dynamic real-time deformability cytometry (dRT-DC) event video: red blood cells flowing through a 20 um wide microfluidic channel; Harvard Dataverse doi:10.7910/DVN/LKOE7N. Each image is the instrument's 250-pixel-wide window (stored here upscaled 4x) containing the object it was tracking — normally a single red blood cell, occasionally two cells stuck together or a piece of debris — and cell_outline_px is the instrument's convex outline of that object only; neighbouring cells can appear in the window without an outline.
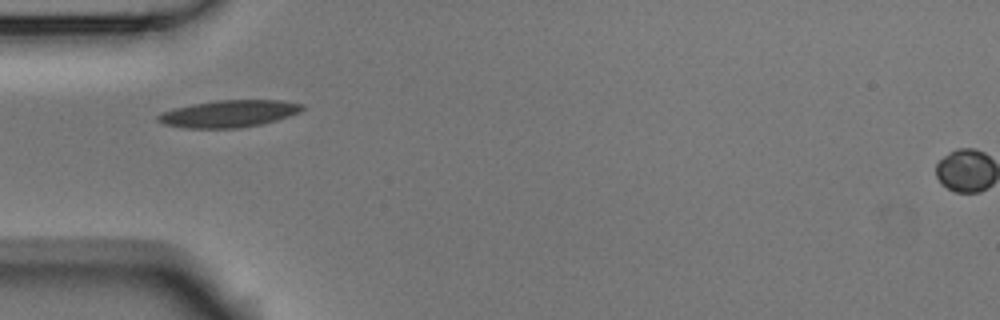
{"species": "Egyptian fruit bat (a non-hibernating species)", "species_latin": "Rousettus aegyptiacus", "temperature_condition": "room temperature", "stored_images_in_passage": 38, "camera_frame_rate_fps": 3000, "um_per_image_px": 0.085, "animal": {"sex": "male"}, "frame": {"image": 1, "passage_image": 1, "time_ms": 0.0, "image_size_px": [1000, 320], "cell_outline_px": [[304, 108], [300, 112], [276, 120], [260, 124], [240, 128], [184, 128], [164, 124], [156, 120], [156, 116], [160, 112], [192, 104], [216, 100], [280, 100], [304, 104]], "centroid_in_image_um": [19.43, 9.66], "position_along_channel_um": 65.6, "area_um2": 22.77}}
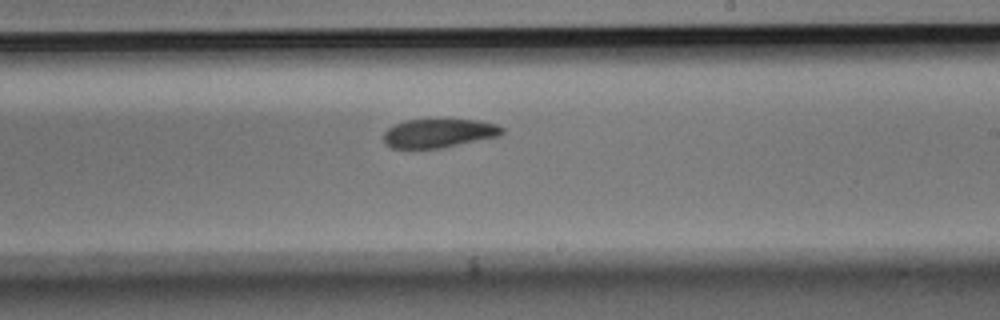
{"frame": {"image": 2, "passage_image": 16, "time_ms": 5.0, "image_size_px": [1000, 320], "cell_outline_px": [[504, 132], [500, 136], [440, 148], [392, 148], [384, 144], [384, 132], [388, 128], [404, 120], [476, 120], [496, 124], [504, 128]], "centroid_in_image_um": [37.3, 11.33], "position_along_channel_um": 251.7, "area_um2": 19.77}}
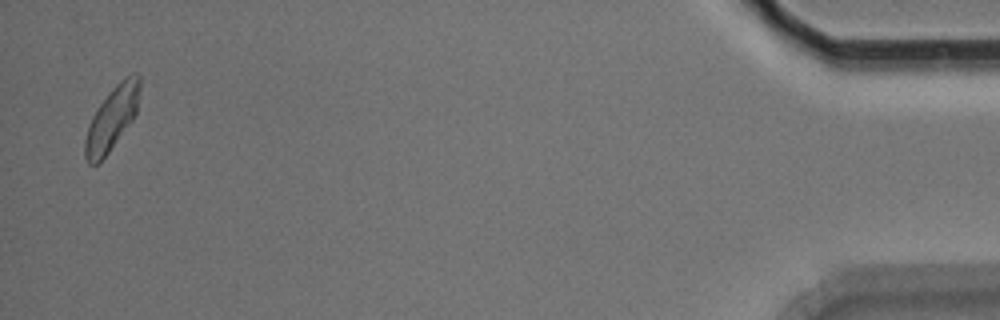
{"frame": {"image": 3, "passage_image": 37, "time_ms": 12.0, "image_size_px": [1000, 320], "cell_outline_px": [[140, 88], [136, 112], [132, 120], [108, 152], [96, 164], [88, 164], [84, 156], [84, 140], [92, 116], [96, 108], [112, 88], [120, 80], [132, 72], [136, 72], [140, 76]], "centroid_in_image_um": [9.51, 10.03], "position_along_channel_um": 425.7, "area_um2": 20.0}, "authors_computed_cell_mechanics": {"area_um2": 20.9236, "velocity_mm_per_s": 3.7275, "shape_relaxation_time_tau1_ms": 3.9404, "shape_relaxation_time_tau2_ms": 4.0454, "deformation_change_tau1": 0.1378, "deformation_change_tau2": 0.0931}}